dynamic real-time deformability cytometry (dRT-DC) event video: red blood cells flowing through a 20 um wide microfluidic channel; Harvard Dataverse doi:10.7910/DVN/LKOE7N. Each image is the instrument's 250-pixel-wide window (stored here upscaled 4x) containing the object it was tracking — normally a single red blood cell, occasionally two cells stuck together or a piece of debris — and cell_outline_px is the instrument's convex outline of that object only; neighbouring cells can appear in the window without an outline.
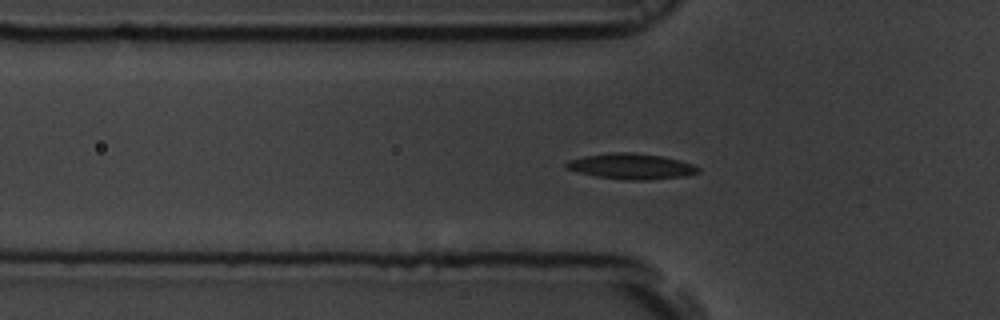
{"species": "common noctule bat (a hibernating species)", "species_latin": "Nyctalus noctula", "temperature_condition": "room temperature", "stored_images_in_passage": 56, "camera_frame_rate_fps": 3000, "um_per_image_px": 0.085, "animal": {"sex": "male", "body_mass_g": 19.5, "forearm_length_mm": 54.6}, "frame": {"image": 1, "passage_image": 18, "time_ms": 5.667, "image_size_px": [1000, 320], "cell_outline_px": [[700, 172], [688, 176], [648, 180], [628, 180], [596, 176], [576, 172], [564, 168], [564, 164], [568, 160], [584, 156], [612, 152], [632, 152], [660, 156], [680, 160], [692, 164], [700, 168]], "centroid_in_image_um": [53.65, 14.14], "position_along_channel_um": 72.2, "area_um2": 19.88}}
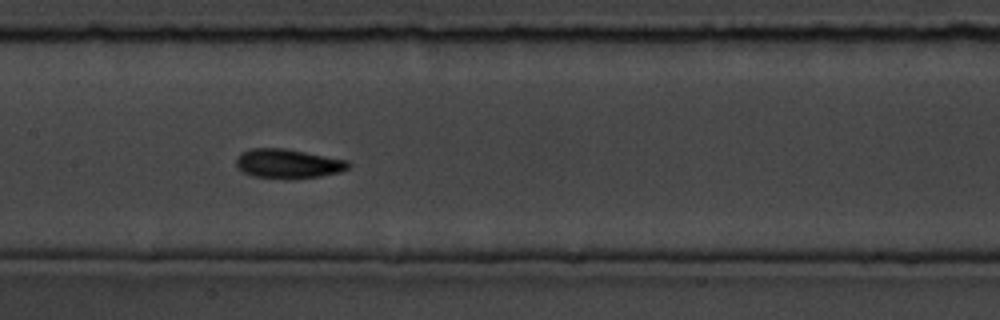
{"frame": {"image": 2, "passage_image": 27, "time_ms": 8.667, "image_size_px": [1000, 320], "cell_outline_px": [[352, 164], [348, 168], [340, 172], [320, 176], [296, 180], [292, 180], [252, 176], [244, 172], [236, 164], [236, 156], [240, 152], [252, 148], [284, 148], [348, 160]], "centroid_in_image_um": [24.49, 13.92], "position_along_channel_um": 182.9, "area_um2": 19.48}}
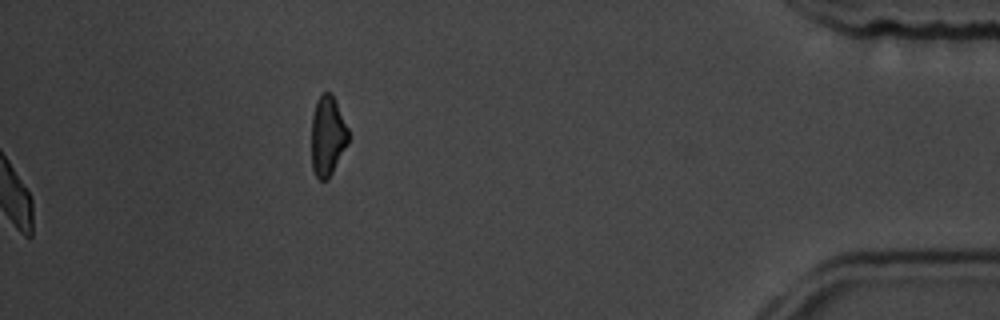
{"frame": {"image": 3, "passage_image": 56, "time_ms": 18.333, "image_size_px": [1000, 320], "cell_outline_px": [[348, 144], [328, 180], [320, 180], [316, 176], [312, 168], [312, 116], [316, 100], [320, 92], [332, 92], [336, 100], [348, 128]], "centroid_in_image_um": [27.85, 11.52], "position_along_channel_um": 407.4, "area_um2": 17.4}, "authors_computed_cell_mechanics": {"area_um2": 17.629, "velocity_mm_per_s": 3.6967, "shape_relaxation_time_tau1_ms": 1.9839, "shape_relaxation_time_tau2_ms": 2.0162, "deformation_change_tau1": 0.1065, "deformation_change_tau2": 0.074}}